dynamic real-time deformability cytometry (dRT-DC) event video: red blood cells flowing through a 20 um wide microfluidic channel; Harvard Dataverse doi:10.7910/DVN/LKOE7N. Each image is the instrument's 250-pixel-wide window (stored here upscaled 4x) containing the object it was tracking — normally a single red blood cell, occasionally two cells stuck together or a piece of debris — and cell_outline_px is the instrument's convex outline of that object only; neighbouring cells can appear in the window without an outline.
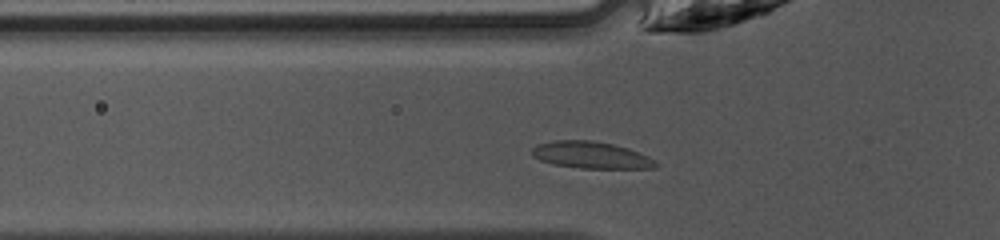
{"species": "common noctule bat (a hibernating species)", "species_latin": "Nyctalus noctula", "temperature_condition": "warm", "stored_images_in_passage": 27, "camera_frame_rate_fps": 3000, "um_per_image_px": 0.085, "animal": {"sex": "female", "body_mass_g": 10.0, "forearm_length_mm": 53.1}, "frame": {"image": 1, "passage_image": 2, "time_ms": 0.333, "image_size_px": [1000, 240], "cell_outline_px": [[660, 164], [656, 168], [580, 168], [552, 164], [540, 160], [532, 156], [532, 148], [536, 144], [556, 140], [592, 140], [612, 144], [628, 148], [648, 156]], "centroid_in_image_um": [50.23, 13.18], "position_along_channel_um": 75.6, "area_um2": 19.42}}
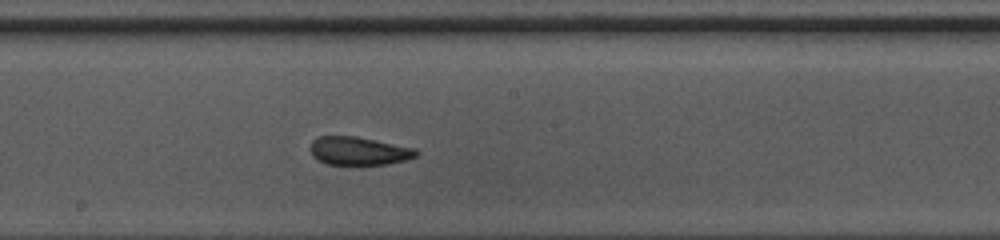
{"frame": {"image": 2, "passage_image": 12, "time_ms": 3.667, "image_size_px": [1000, 240], "cell_outline_px": [[420, 152], [416, 156], [404, 160], [388, 164], [360, 168], [348, 168], [328, 164], [316, 160], [312, 156], [308, 148], [312, 140], [316, 136], [356, 136], [416, 148]], "centroid_in_image_um": [30.44, 12.89], "position_along_channel_um": 217.8, "area_um2": 18.67}}
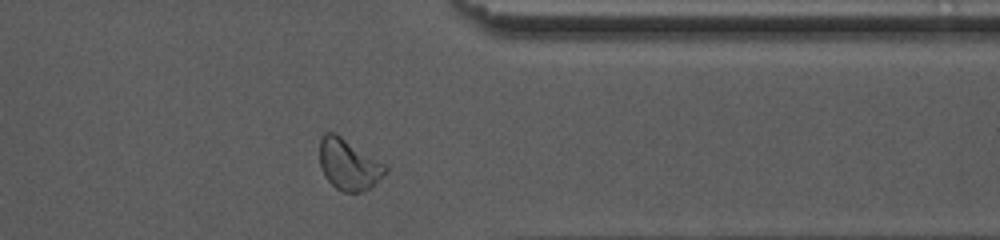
{"frame": {"image": 3, "passage_image": 24, "time_ms": 7.667, "image_size_px": [1000, 240], "cell_outline_px": [[388, 172], [368, 188], [360, 192], [344, 192], [336, 188], [324, 176], [320, 168], [320, 136], [324, 132], [336, 132], [388, 164]], "centroid_in_image_um": [29.65, 13.93], "position_along_channel_um": 381.7, "area_um2": 20.0}, "authors_computed_cell_mechanics": {"area_um2": 18.3804, "velocity_mm_per_s": 4.2313, "shape_relaxation_time_tau1_ms": 8.0417, "shape_relaxation_time_tau2_ms": 1.9472, "deformation_change_tau1": 0.177, "deformation_change_tau2": 0.0563}}